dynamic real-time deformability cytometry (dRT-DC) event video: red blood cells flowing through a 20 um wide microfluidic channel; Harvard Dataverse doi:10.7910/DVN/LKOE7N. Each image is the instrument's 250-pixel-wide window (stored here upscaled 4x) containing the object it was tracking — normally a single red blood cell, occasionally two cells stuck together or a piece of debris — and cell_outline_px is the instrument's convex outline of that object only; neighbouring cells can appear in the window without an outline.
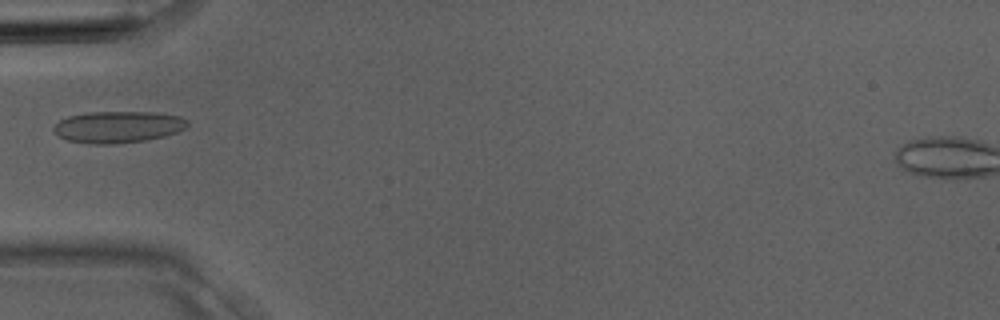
{"species": "Egyptian fruit bat (a non-hibernating species)", "species_latin": "Rousettus aegyptiacus", "temperature_condition": "room temperature", "stored_images_in_passage": 2, "camera_frame_rate_fps": 3000, "um_per_image_px": 0.085, "animal": {"sex": "male"}, "frame": {"image": 1, "passage_image": 2, "time_ms": 0.333, "image_size_px": [1000, 320], "cell_outline_px": [[188, 124], [184, 128], [176, 132], [164, 136], [144, 140], [112, 144], [88, 144], [68, 140], [60, 136], [52, 128], [60, 120], [68, 116], [92, 112], [156, 112], [180, 116], [188, 120]], "centroid_in_image_um": [10.04, 10.78], "position_along_channel_um": 75.0, "area_um2": 24.51}}